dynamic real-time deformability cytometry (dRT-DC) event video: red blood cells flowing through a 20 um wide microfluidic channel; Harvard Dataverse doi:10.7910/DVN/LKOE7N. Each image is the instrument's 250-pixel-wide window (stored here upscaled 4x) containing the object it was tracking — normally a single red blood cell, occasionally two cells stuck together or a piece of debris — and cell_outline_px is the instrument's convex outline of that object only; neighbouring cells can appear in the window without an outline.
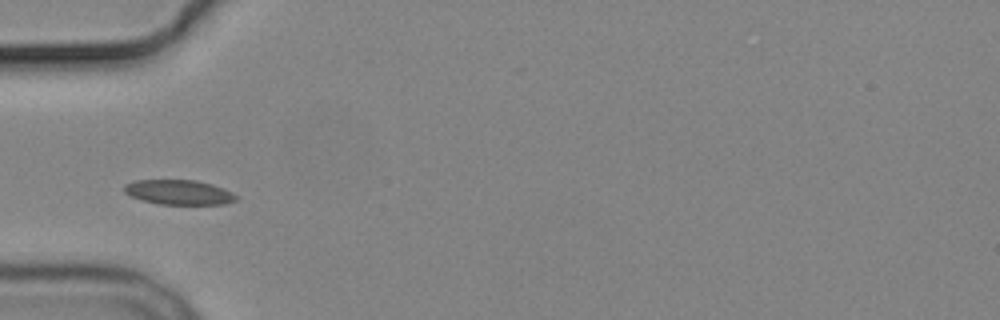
{"species": "common noctule bat (a hibernating species)", "species_latin": "Nyctalus noctula", "temperature_condition": "cold", "stored_images_in_passage": 8, "camera_frame_rate_fps": 3000, "um_per_image_px": 0.085, "animal": {"sex": "male", "body_mass_g": 19.2, "forearm_length_mm": 51.8}, "frame": {"image": 1, "passage_image": 6, "time_ms": 6.667, "image_size_px": [1000, 320], "cell_outline_px": [[236, 200], [224, 204], [160, 204], [140, 200], [124, 192], [124, 184], [136, 180], [196, 180], [212, 184], [232, 192], [236, 196]], "centroid_in_image_um": [15.18, 16.34], "position_along_channel_um": 69.8, "area_um2": 16.07}}
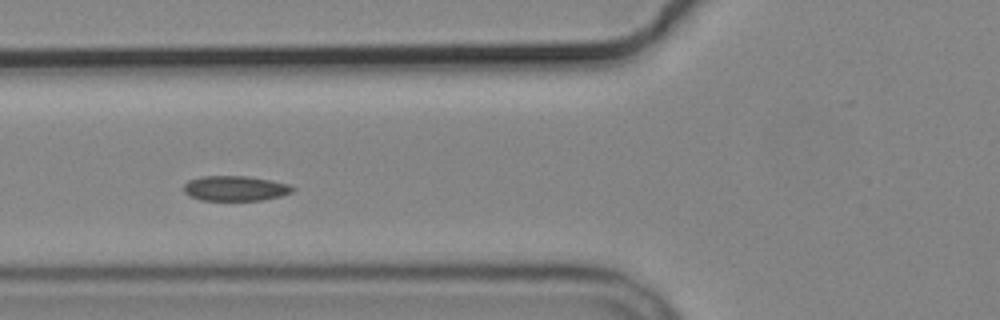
{"frame": {"image": 2, "passage_image": 7, "time_ms": 7.667, "image_size_px": [1000, 320], "cell_outline_px": [[296, 188], [292, 192], [280, 196], [260, 200], [200, 200], [188, 196], [184, 192], [184, 184], [188, 180], [200, 176], [244, 176], [268, 180], [288, 184]], "centroid_in_image_um": [19.94, 16.01], "position_along_channel_um": 105.9, "area_um2": 15.84}}
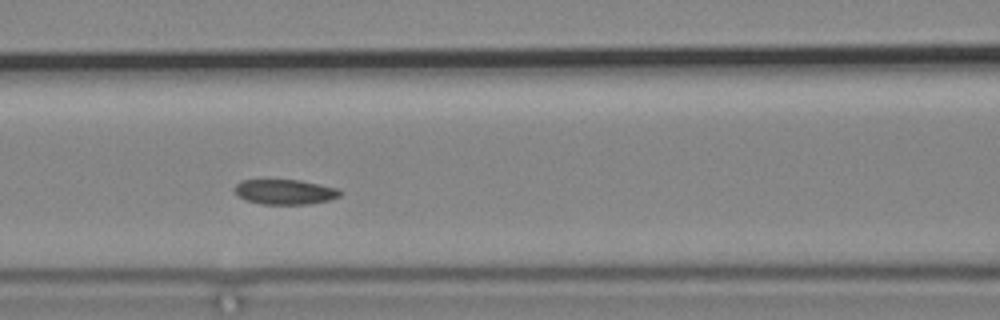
{"frame": {"image": 3, "passage_image": 8, "time_ms": 8.667, "image_size_px": [1000, 320], "cell_outline_px": [[340, 196], [328, 200], [308, 204], [260, 204], [244, 200], [236, 196], [232, 188], [240, 180], [300, 180], [340, 188]], "centroid_in_image_um": [24.16, 16.31], "position_along_channel_um": 142.4, "area_um2": 15.61}}